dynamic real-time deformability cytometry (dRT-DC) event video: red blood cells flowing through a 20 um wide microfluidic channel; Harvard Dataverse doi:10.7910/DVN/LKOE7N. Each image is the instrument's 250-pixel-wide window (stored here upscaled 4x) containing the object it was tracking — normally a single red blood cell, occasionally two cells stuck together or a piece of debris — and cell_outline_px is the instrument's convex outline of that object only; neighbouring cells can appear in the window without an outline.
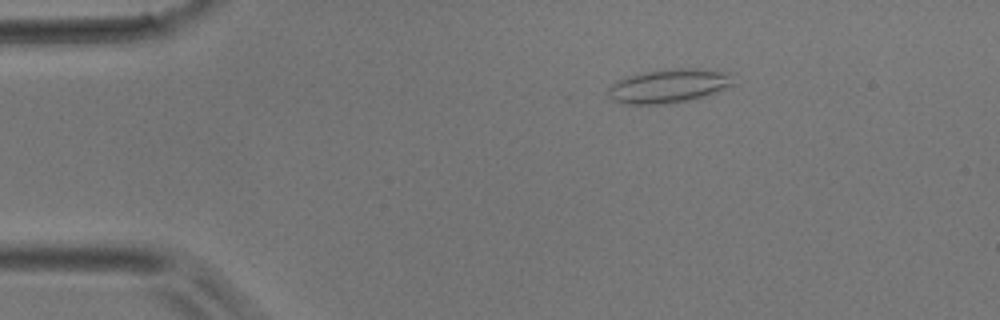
{"species": "common noctule bat (a hibernating species)", "species_latin": "Nyctalus noctula", "temperature_condition": "room temperature", "stored_images_in_passage": 4, "camera_frame_rate_fps": 3000, "um_per_image_px": 0.085, "animal": {"sex": "male", "body_mass_g": 17.9}, "frame": {"image": 1, "passage_image": 2, "time_ms": 0.333, "image_size_px": [1000, 320], "cell_outline_px": [[736, 84], [688, 100], [668, 104], [620, 104], [612, 100], [608, 96], [608, 88], [612, 84], [624, 76], [664, 68], [696, 68], [732, 72]], "centroid_in_image_um": [56.82, 7.28], "position_along_channel_um": 28.2, "area_um2": 25.03}}